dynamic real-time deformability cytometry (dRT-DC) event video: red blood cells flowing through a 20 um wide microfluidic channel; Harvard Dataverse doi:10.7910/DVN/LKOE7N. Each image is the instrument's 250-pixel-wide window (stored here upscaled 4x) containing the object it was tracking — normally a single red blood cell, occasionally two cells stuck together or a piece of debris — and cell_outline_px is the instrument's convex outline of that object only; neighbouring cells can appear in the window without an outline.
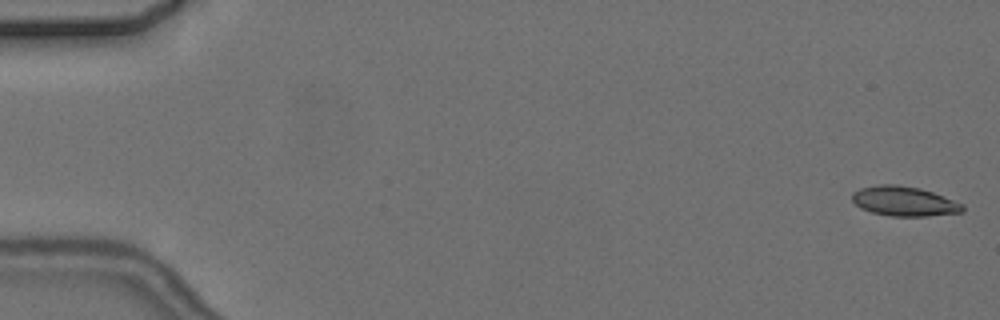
{"species": "common noctule bat (a hibernating species)", "species_latin": "Nyctalus noctula", "temperature_condition": "cold", "stored_images_in_passage": 7, "camera_frame_rate_fps": 3000, "um_per_image_px": 0.085, "animal": {"sex": "female", "body_mass_g": 24.6, "forearm_length_mm": 56.2}, "frame": {"image": 1, "passage_image": 1, "time_ms": 0.0, "image_size_px": [1000, 320], "cell_outline_px": [[964, 212], [928, 216], [892, 216], [872, 212], [860, 208], [852, 200], [852, 192], [860, 188], [880, 184], [896, 184], [920, 188], [932, 192], [964, 204]], "centroid_in_image_um": [76.85, 17.1], "position_along_channel_um": 8.1, "area_um2": 19.13}}
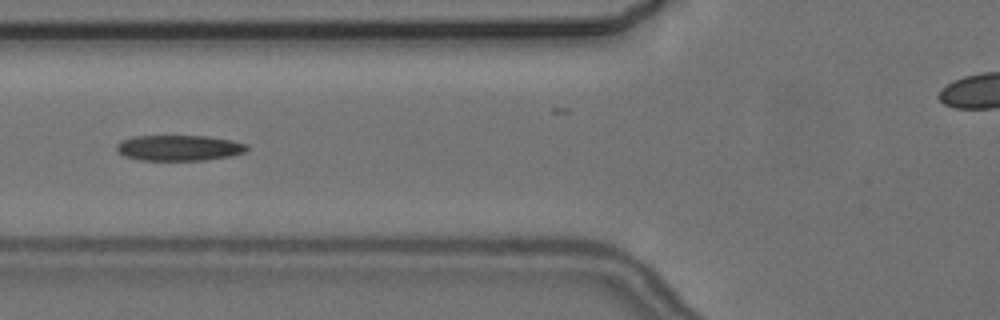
{"frame": {"image": 2, "passage_image": 7, "time_ms": 7.0, "image_size_px": [1000, 320], "cell_outline_px": [[248, 148], [244, 152], [228, 156], [204, 160], [140, 160], [124, 156], [116, 148], [116, 144], [120, 140], [132, 136], [208, 136], [232, 140], [244, 144]], "centroid_in_image_um": [15.16, 12.56], "position_along_channel_um": 110.6, "area_um2": 19.36}}